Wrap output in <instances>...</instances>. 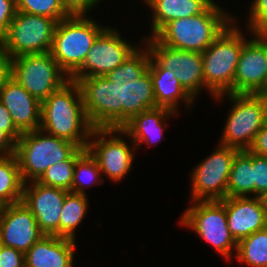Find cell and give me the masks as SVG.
Listing matches in <instances>:
<instances>
[{
  "label": "cell",
  "instance_id": "obj_43",
  "mask_svg": "<svg viewBox=\"0 0 267 267\" xmlns=\"http://www.w3.org/2000/svg\"><path fill=\"white\" fill-rule=\"evenodd\" d=\"M262 94L267 95V88H266V90Z\"/></svg>",
  "mask_w": 267,
  "mask_h": 267
},
{
  "label": "cell",
  "instance_id": "obj_5",
  "mask_svg": "<svg viewBox=\"0 0 267 267\" xmlns=\"http://www.w3.org/2000/svg\"><path fill=\"white\" fill-rule=\"evenodd\" d=\"M106 28L87 14L70 15L57 23L50 53L69 78L81 68L95 40Z\"/></svg>",
  "mask_w": 267,
  "mask_h": 267
},
{
  "label": "cell",
  "instance_id": "obj_29",
  "mask_svg": "<svg viewBox=\"0 0 267 267\" xmlns=\"http://www.w3.org/2000/svg\"><path fill=\"white\" fill-rule=\"evenodd\" d=\"M101 173L96 159L86 149L75 162L71 192L86 195L89 185L104 183Z\"/></svg>",
  "mask_w": 267,
  "mask_h": 267
},
{
  "label": "cell",
  "instance_id": "obj_1",
  "mask_svg": "<svg viewBox=\"0 0 267 267\" xmlns=\"http://www.w3.org/2000/svg\"><path fill=\"white\" fill-rule=\"evenodd\" d=\"M145 47L143 50L137 48L120 66L106 75L116 86L117 129H121L139 113L156 107L149 70L151 55L147 45Z\"/></svg>",
  "mask_w": 267,
  "mask_h": 267
},
{
  "label": "cell",
  "instance_id": "obj_27",
  "mask_svg": "<svg viewBox=\"0 0 267 267\" xmlns=\"http://www.w3.org/2000/svg\"><path fill=\"white\" fill-rule=\"evenodd\" d=\"M88 198L84 194L69 192L64 199L59 221V237L75 240V230L86 216Z\"/></svg>",
  "mask_w": 267,
  "mask_h": 267
},
{
  "label": "cell",
  "instance_id": "obj_23",
  "mask_svg": "<svg viewBox=\"0 0 267 267\" xmlns=\"http://www.w3.org/2000/svg\"><path fill=\"white\" fill-rule=\"evenodd\" d=\"M175 114L177 113L164 107L145 110L134 116L121 128L123 135L130 137L129 139L133 141L136 147L144 142L148 146L153 145V143L156 144L163 138L164 126L167 125L163 121H166L167 117Z\"/></svg>",
  "mask_w": 267,
  "mask_h": 267
},
{
  "label": "cell",
  "instance_id": "obj_13",
  "mask_svg": "<svg viewBox=\"0 0 267 267\" xmlns=\"http://www.w3.org/2000/svg\"><path fill=\"white\" fill-rule=\"evenodd\" d=\"M143 42L150 55L164 69L174 71L181 86L195 99L204 88L202 53L165 46L155 37H144Z\"/></svg>",
  "mask_w": 267,
  "mask_h": 267
},
{
  "label": "cell",
  "instance_id": "obj_14",
  "mask_svg": "<svg viewBox=\"0 0 267 267\" xmlns=\"http://www.w3.org/2000/svg\"><path fill=\"white\" fill-rule=\"evenodd\" d=\"M252 35L247 41L243 34L232 94H262L267 88V34Z\"/></svg>",
  "mask_w": 267,
  "mask_h": 267
},
{
  "label": "cell",
  "instance_id": "obj_26",
  "mask_svg": "<svg viewBox=\"0 0 267 267\" xmlns=\"http://www.w3.org/2000/svg\"><path fill=\"white\" fill-rule=\"evenodd\" d=\"M23 186L15 154L0 156V206L20 202Z\"/></svg>",
  "mask_w": 267,
  "mask_h": 267
},
{
  "label": "cell",
  "instance_id": "obj_31",
  "mask_svg": "<svg viewBox=\"0 0 267 267\" xmlns=\"http://www.w3.org/2000/svg\"><path fill=\"white\" fill-rule=\"evenodd\" d=\"M17 11L47 16L57 23L70 16L63 8L60 0H16Z\"/></svg>",
  "mask_w": 267,
  "mask_h": 267
},
{
  "label": "cell",
  "instance_id": "obj_4",
  "mask_svg": "<svg viewBox=\"0 0 267 267\" xmlns=\"http://www.w3.org/2000/svg\"><path fill=\"white\" fill-rule=\"evenodd\" d=\"M236 20L202 53L204 88L218 100L224 98V94H232L236 67L243 47V33L237 28Z\"/></svg>",
  "mask_w": 267,
  "mask_h": 267
},
{
  "label": "cell",
  "instance_id": "obj_30",
  "mask_svg": "<svg viewBox=\"0 0 267 267\" xmlns=\"http://www.w3.org/2000/svg\"><path fill=\"white\" fill-rule=\"evenodd\" d=\"M85 150L78 148L67 160L50 166L38 182L71 192L75 162Z\"/></svg>",
  "mask_w": 267,
  "mask_h": 267
},
{
  "label": "cell",
  "instance_id": "obj_18",
  "mask_svg": "<svg viewBox=\"0 0 267 267\" xmlns=\"http://www.w3.org/2000/svg\"><path fill=\"white\" fill-rule=\"evenodd\" d=\"M43 235L34 215L22 201L1 206V245L25 254Z\"/></svg>",
  "mask_w": 267,
  "mask_h": 267
},
{
  "label": "cell",
  "instance_id": "obj_7",
  "mask_svg": "<svg viewBox=\"0 0 267 267\" xmlns=\"http://www.w3.org/2000/svg\"><path fill=\"white\" fill-rule=\"evenodd\" d=\"M233 106L222 133V145L239 151L249 150L256 134L267 122L264 94H224Z\"/></svg>",
  "mask_w": 267,
  "mask_h": 267
},
{
  "label": "cell",
  "instance_id": "obj_25",
  "mask_svg": "<svg viewBox=\"0 0 267 267\" xmlns=\"http://www.w3.org/2000/svg\"><path fill=\"white\" fill-rule=\"evenodd\" d=\"M252 193L254 195L253 153L238 151L232 161L226 197H246Z\"/></svg>",
  "mask_w": 267,
  "mask_h": 267
},
{
  "label": "cell",
  "instance_id": "obj_10",
  "mask_svg": "<svg viewBox=\"0 0 267 267\" xmlns=\"http://www.w3.org/2000/svg\"><path fill=\"white\" fill-rule=\"evenodd\" d=\"M57 22L47 16L16 12L6 34L0 39L10 58L51 51Z\"/></svg>",
  "mask_w": 267,
  "mask_h": 267
},
{
  "label": "cell",
  "instance_id": "obj_36",
  "mask_svg": "<svg viewBox=\"0 0 267 267\" xmlns=\"http://www.w3.org/2000/svg\"><path fill=\"white\" fill-rule=\"evenodd\" d=\"M100 0H60L63 8L70 15H86Z\"/></svg>",
  "mask_w": 267,
  "mask_h": 267
},
{
  "label": "cell",
  "instance_id": "obj_6",
  "mask_svg": "<svg viewBox=\"0 0 267 267\" xmlns=\"http://www.w3.org/2000/svg\"><path fill=\"white\" fill-rule=\"evenodd\" d=\"M78 148L41 129L22 133L15 145V156L23 182L38 181L50 166L67 160Z\"/></svg>",
  "mask_w": 267,
  "mask_h": 267
},
{
  "label": "cell",
  "instance_id": "obj_3",
  "mask_svg": "<svg viewBox=\"0 0 267 267\" xmlns=\"http://www.w3.org/2000/svg\"><path fill=\"white\" fill-rule=\"evenodd\" d=\"M228 15L216 3L211 4L201 14L170 21L154 37L171 48L203 53L235 20Z\"/></svg>",
  "mask_w": 267,
  "mask_h": 267
},
{
  "label": "cell",
  "instance_id": "obj_21",
  "mask_svg": "<svg viewBox=\"0 0 267 267\" xmlns=\"http://www.w3.org/2000/svg\"><path fill=\"white\" fill-rule=\"evenodd\" d=\"M74 239L43 235L25 254V267H72Z\"/></svg>",
  "mask_w": 267,
  "mask_h": 267
},
{
  "label": "cell",
  "instance_id": "obj_15",
  "mask_svg": "<svg viewBox=\"0 0 267 267\" xmlns=\"http://www.w3.org/2000/svg\"><path fill=\"white\" fill-rule=\"evenodd\" d=\"M116 29L108 27L97 37L86 55L81 68L70 78L77 82L80 78L106 76L120 66L137 47L121 38Z\"/></svg>",
  "mask_w": 267,
  "mask_h": 267
},
{
  "label": "cell",
  "instance_id": "obj_16",
  "mask_svg": "<svg viewBox=\"0 0 267 267\" xmlns=\"http://www.w3.org/2000/svg\"><path fill=\"white\" fill-rule=\"evenodd\" d=\"M83 104L94 129H117L116 86L106 76L80 78Z\"/></svg>",
  "mask_w": 267,
  "mask_h": 267
},
{
  "label": "cell",
  "instance_id": "obj_11",
  "mask_svg": "<svg viewBox=\"0 0 267 267\" xmlns=\"http://www.w3.org/2000/svg\"><path fill=\"white\" fill-rule=\"evenodd\" d=\"M239 150L222 144L201 161L191 172L193 201L222 200L226 189L232 161Z\"/></svg>",
  "mask_w": 267,
  "mask_h": 267
},
{
  "label": "cell",
  "instance_id": "obj_40",
  "mask_svg": "<svg viewBox=\"0 0 267 267\" xmlns=\"http://www.w3.org/2000/svg\"><path fill=\"white\" fill-rule=\"evenodd\" d=\"M16 142L3 130L0 129V156L15 154Z\"/></svg>",
  "mask_w": 267,
  "mask_h": 267
},
{
  "label": "cell",
  "instance_id": "obj_19",
  "mask_svg": "<svg viewBox=\"0 0 267 267\" xmlns=\"http://www.w3.org/2000/svg\"><path fill=\"white\" fill-rule=\"evenodd\" d=\"M226 209L229 231L238 242L267 227V208L261 197H226L220 200Z\"/></svg>",
  "mask_w": 267,
  "mask_h": 267
},
{
  "label": "cell",
  "instance_id": "obj_38",
  "mask_svg": "<svg viewBox=\"0 0 267 267\" xmlns=\"http://www.w3.org/2000/svg\"><path fill=\"white\" fill-rule=\"evenodd\" d=\"M250 152L260 156H267V122L256 134Z\"/></svg>",
  "mask_w": 267,
  "mask_h": 267
},
{
  "label": "cell",
  "instance_id": "obj_22",
  "mask_svg": "<svg viewBox=\"0 0 267 267\" xmlns=\"http://www.w3.org/2000/svg\"><path fill=\"white\" fill-rule=\"evenodd\" d=\"M149 70L156 107H164L177 113L179 99L185 102L188 108L193 105L194 98L181 86L174 71L164 69L152 56Z\"/></svg>",
  "mask_w": 267,
  "mask_h": 267
},
{
  "label": "cell",
  "instance_id": "obj_37",
  "mask_svg": "<svg viewBox=\"0 0 267 267\" xmlns=\"http://www.w3.org/2000/svg\"><path fill=\"white\" fill-rule=\"evenodd\" d=\"M0 129L6 132L15 142L21 136V133L14 126L10 113L0 102Z\"/></svg>",
  "mask_w": 267,
  "mask_h": 267
},
{
  "label": "cell",
  "instance_id": "obj_44",
  "mask_svg": "<svg viewBox=\"0 0 267 267\" xmlns=\"http://www.w3.org/2000/svg\"><path fill=\"white\" fill-rule=\"evenodd\" d=\"M265 101H266V105H267V95H265Z\"/></svg>",
  "mask_w": 267,
  "mask_h": 267
},
{
  "label": "cell",
  "instance_id": "obj_41",
  "mask_svg": "<svg viewBox=\"0 0 267 267\" xmlns=\"http://www.w3.org/2000/svg\"><path fill=\"white\" fill-rule=\"evenodd\" d=\"M263 199H264L265 206L267 208V194L263 197Z\"/></svg>",
  "mask_w": 267,
  "mask_h": 267
},
{
  "label": "cell",
  "instance_id": "obj_39",
  "mask_svg": "<svg viewBox=\"0 0 267 267\" xmlns=\"http://www.w3.org/2000/svg\"><path fill=\"white\" fill-rule=\"evenodd\" d=\"M11 76V58L0 41V88Z\"/></svg>",
  "mask_w": 267,
  "mask_h": 267
},
{
  "label": "cell",
  "instance_id": "obj_8",
  "mask_svg": "<svg viewBox=\"0 0 267 267\" xmlns=\"http://www.w3.org/2000/svg\"><path fill=\"white\" fill-rule=\"evenodd\" d=\"M195 202V203H194ZM180 218V224L191 228L215 250L230 259L237 241L229 231L225 205L220 200L193 201Z\"/></svg>",
  "mask_w": 267,
  "mask_h": 267
},
{
  "label": "cell",
  "instance_id": "obj_42",
  "mask_svg": "<svg viewBox=\"0 0 267 267\" xmlns=\"http://www.w3.org/2000/svg\"><path fill=\"white\" fill-rule=\"evenodd\" d=\"M211 4H215V1L213 0H208Z\"/></svg>",
  "mask_w": 267,
  "mask_h": 267
},
{
  "label": "cell",
  "instance_id": "obj_33",
  "mask_svg": "<svg viewBox=\"0 0 267 267\" xmlns=\"http://www.w3.org/2000/svg\"><path fill=\"white\" fill-rule=\"evenodd\" d=\"M254 196L263 198L267 194V156L253 154Z\"/></svg>",
  "mask_w": 267,
  "mask_h": 267
},
{
  "label": "cell",
  "instance_id": "obj_35",
  "mask_svg": "<svg viewBox=\"0 0 267 267\" xmlns=\"http://www.w3.org/2000/svg\"><path fill=\"white\" fill-rule=\"evenodd\" d=\"M16 12V0H0V39L6 34Z\"/></svg>",
  "mask_w": 267,
  "mask_h": 267
},
{
  "label": "cell",
  "instance_id": "obj_34",
  "mask_svg": "<svg viewBox=\"0 0 267 267\" xmlns=\"http://www.w3.org/2000/svg\"><path fill=\"white\" fill-rule=\"evenodd\" d=\"M0 267H25L24 253L12 247L0 245Z\"/></svg>",
  "mask_w": 267,
  "mask_h": 267
},
{
  "label": "cell",
  "instance_id": "obj_12",
  "mask_svg": "<svg viewBox=\"0 0 267 267\" xmlns=\"http://www.w3.org/2000/svg\"><path fill=\"white\" fill-rule=\"evenodd\" d=\"M120 135H123V130L120 128L93 129L90 138L92 140L97 137V139L89 140L86 148L96 159L101 172L110 180L117 182L131 171L134 160L133 151L136 150L133 141L130 149Z\"/></svg>",
  "mask_w": 267,
  "mask_h": 267
},
{
  "label": "cell",
  "instance_id": "obj_20",
  "mask_svg": "<svg viewBox=\"0 0 267 267\" xmlns=\"http://www.w3.org/2000/svg\"><path fill=\"white\" fill-rule=\"evenodd\" d=\"M0 102L21 134L40 129L41 102L11 77L0 88Z\"/></svg>",
  "mask_w": 267,
  "mask_h": 267
},
{
  "label": "cell",
  "instance_id": "obj_32",
  "mask_svg": "<svg viewBox=\"0 0 267 267\" xmlns=\"http://www.w3.org/2000/svg\"><path fill=\"white\" fill-rule=\"evenodd\" d=\"M248 29L251 33H265L267 31V0H253L249 9Z\"/></svg>",
  "mask_w": 267,
  "mask_h": 267
},
{
  "label": "cell",
  "instance_id": "obj_2",
  "mask_svg": "<svg viewBox=\"0 0 267 267\" xmlns=\"http://www.w3.org/2000/svg\"><path fill=\"white\" fill-rule=\"evenodd\" d=\"M40 129L87 148L93 126L88 120L80 86L69 80L41 102Z\"/></svg>",
  "mask_w": 267,
  "mask_h": 267
},
{
  "label": "cell",
  "instance_id": "obj_9",
  "mask_svg": "<svg viewBox=\"0 0 267 267\" xmlns=\"http://www.w3.org/2000/svg\"><path fill=\"white\" fill-rule=\"evenodd\" d=\"M10 77L40 102L70 80L50 52L11 58Z\"/></svg>",
  "mask_w": 267,
  "mask_h": 267
},
{
  "label": "cell",
  "instance_id": "obj_28",
  "mask_svg": "<svg viewBox=\"0 0 267 267\" xmlns=\"http://www.w3.org/2000/svg\"><path fill=\"white\" fill-rule=\"evenodd\" d=\"M236 259L251 267H267V227L237 243Z\"/></svg>",
  "mask_w": 267,
  "mask_h": 267
},
{
  "label": "cell",
  "instance_id": "obj_24",
  "mask_svg": "<svg viewBox=\"0 0 267 267\" xmlns=\"http://www.w3.org/2000/svg\"><path fill=\"white\" fill-rule=\"evenodd\" d=\"M152 9V35L154 37L172 20L203 13L211 3L208 0H143Z\"/></svg>",
  "mask_w": 267,
  "mask_h": 267
},
{
  "label": "cell",
  "instance_id": "obj_17",
  "mask_svg": "<svg viewBox=\"0 0 267 267\" xmlns=\"http://www.w3.org/2000/svg\"><path fill=\"white\" fill-rule=\"evenodd\" d=\"M68 193L66 190L46 186L38 181H32L30 187L28 183H24L21 201L34 215L44 235L59 236L60 212Z\"/></svg>",
  "mask_w": 267,
  "mask_h": 267
}]
</instances>
